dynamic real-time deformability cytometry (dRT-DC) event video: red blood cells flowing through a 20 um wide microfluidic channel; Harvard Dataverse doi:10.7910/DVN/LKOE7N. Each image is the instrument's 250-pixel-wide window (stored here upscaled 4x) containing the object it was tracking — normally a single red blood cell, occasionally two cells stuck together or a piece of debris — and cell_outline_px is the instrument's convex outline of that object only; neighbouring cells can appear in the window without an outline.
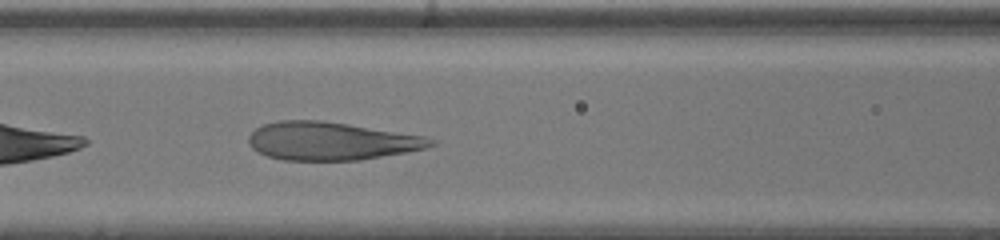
{"species": "human", "species_latin": "Homo sapiens", "temperature_condition": "warm", "stored_images_in_passage": 25, "camera_frame_rate_fps": 3000, "um_per_image_px": 0.085, "donor": {"sex": "male"}, "frame": {"image": 1, "passage_image": 6, "time_ms": 1.667, "image_size_px": [1000, 240], "cell_outline_px": [[436, 144], [424, 148], [404, 152], [360, 160], [284, 160], [268, 156], [252, 148], [248, 140], [248, 136], [256, 128], [264, 124], [280, 120], [320, 120], [348, 124], [424, 136], [436, 140]], "centroid_in_image_um": [28.12, 11.98], "position_along_channel_um": 138.5, "area_um2": 40.06}}
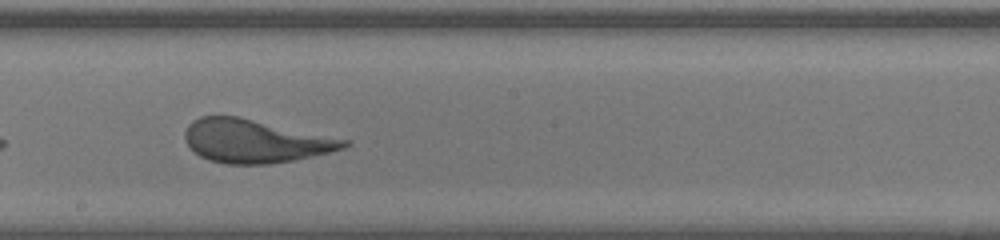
{"frame": {"image": 2, "passage_image": 12, "time_ms": 3.667, "image_size_px": [1000, 240], "cell_outline_px": [[352, 144], [344, 148], [328, 152], [292, 160], [268, 164], [224, 164], [208, 160], [200, 156], [184, 140], [184, 132], [188, 124], [192, 120], [200, 116], [236, 116], [352, 140]], "centroid_in_image_um": [21.68, 11.99], "position_along_channel_um": 226.5, "area_um2": 40.06}}
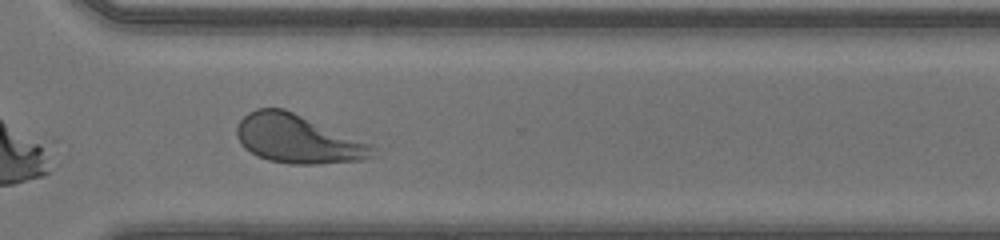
{"frame": {"image": 3, "passage_image": 20, "time_ms": 6.333, "image_size_px": [1000, 240], "cell_outline_px": [[376, 156], [364, 160], [320, 164], [288, 164], [268, 160], [256, 156], [244, 148], [240, 144], [236, 136], [236, 124], [248, 112], [256, 108], [284, 108], [372, 144], [376, 148]], "centroid_in_image_um": [25.31, 11.83], "position_along_channel_um": 345.3, "area_um2": 38.9}}